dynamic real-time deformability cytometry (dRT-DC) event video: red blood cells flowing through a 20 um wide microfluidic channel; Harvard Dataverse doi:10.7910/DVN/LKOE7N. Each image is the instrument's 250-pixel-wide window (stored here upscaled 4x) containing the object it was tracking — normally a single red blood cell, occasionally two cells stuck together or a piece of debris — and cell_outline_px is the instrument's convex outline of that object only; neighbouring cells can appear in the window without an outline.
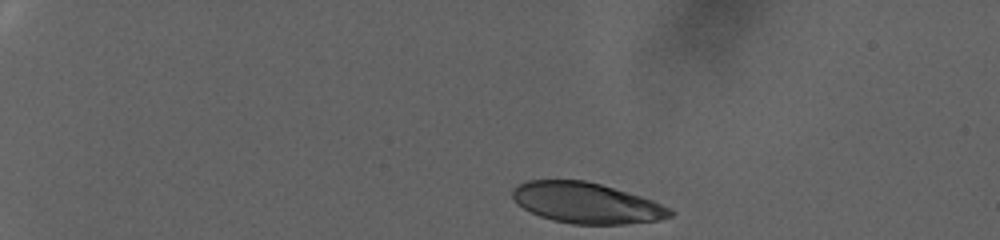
{"species": "human", "species_latin": "Homo sapiens", "temperature_condition": "warm", "stored_images_in_passage": 61, "camera_frame_rate_fps": 3000, "um_per_image_px": 0.085, "donor": {"sex": "female"}, "frame": {"image": 1, "passage_image": 1, "time_ms": 0.0, "image_size_px": [1000, 240], "cell_outline_px": [[676, 212], [672, 216], [656, 220], [624, 224], [572, 224], [552, 220], [540, 216], [516, 204], [512, 196], [512, 188], [516, 184], [528, 180], [584, 180], [600, 184], [640, 196], [652, 200], [672, 208]], "centroid_in_image_um": [49.83, 17.25], "position_along_channel_um": 35.2, "area_um2": 37.4}}
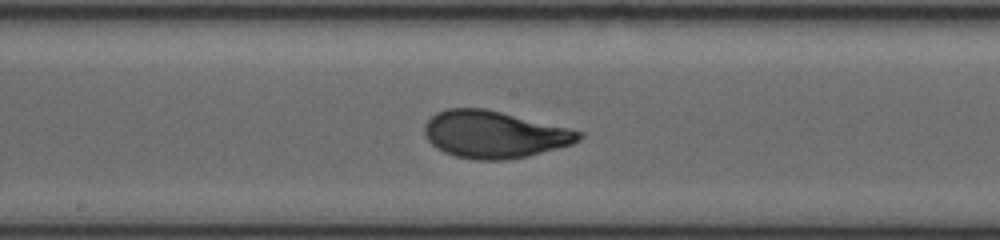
{"frame": {"image": 2, "passage_image": 33, "time_ms": 10.667, "image_size_px": [1000, 240], "cell_outline_px": [[584, 136], [580, 140], [572, 144], [528, 156], [508, 160], [476, 160], [456, 156], [444, 152], [436, 148], [424, 136], [424, 124], [436, 112], [448, 108], [484, 108], [568, 128], [584, 132]], "centroid_in_image_um": [41.99, 11.43], "position_along_channel_um": 206.2, "area_um2": 42.37}}
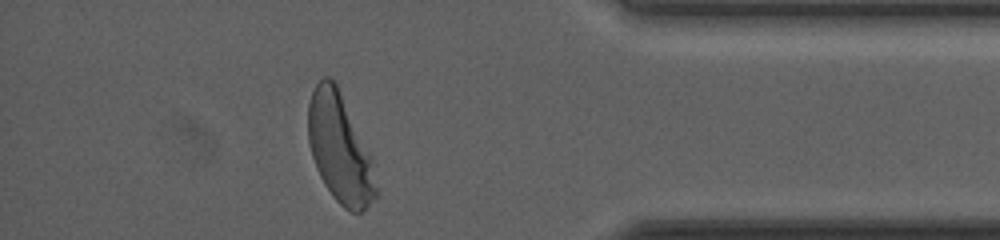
{"frame": {"image": 3, "passage_image": 58, "time_ms": 19.0, "image_size_px": [1000, 240], "cell_outline_px": [[376, 196], [360, 212], [352, 212], [344, 208], [332, 196], [324, 184], [316, 168], [312, 156], [308, 140], [308, 104], [312, 92], [316, 84], [324, 76], [328, 76], [336, 84], [372, 156], [376, 188]], "centroid_in_image_um": [28.86, 12.62], "position_along_channel_um": 406.3, "area_um2": 42.6}, "authors_computed_cell_mechanics": {"area_um2": 41.5004, "velocity_mm_per_s": 2.6283, "shape_relaxation_time_tau1_ms": 4.4959, "shape_relaxation_time_tau2_ms": null, "deformation_change_tau1": 0.2146, "deformation_change_tau2": null}}